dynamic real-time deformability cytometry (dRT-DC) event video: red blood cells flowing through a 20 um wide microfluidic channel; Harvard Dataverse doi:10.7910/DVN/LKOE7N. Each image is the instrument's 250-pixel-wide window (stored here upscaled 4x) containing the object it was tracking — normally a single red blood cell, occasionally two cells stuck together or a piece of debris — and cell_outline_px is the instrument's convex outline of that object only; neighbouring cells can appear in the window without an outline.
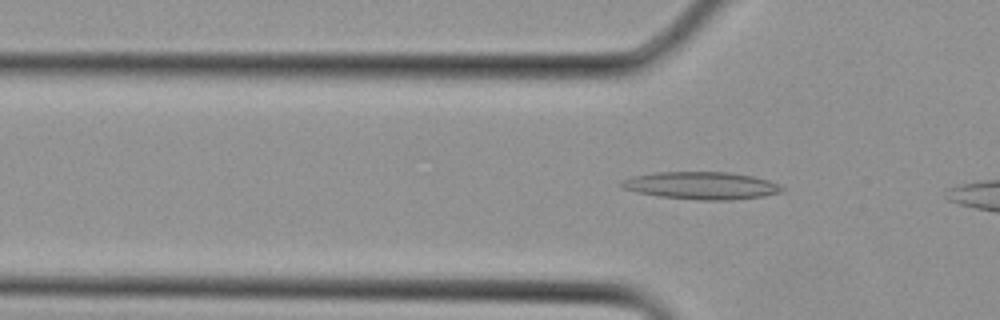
{"species": "Egyptian fruit bat (a non-hibernating species)", "species_latin": "Rousettus aegyptiacus", "temperature_condition": "cold", "stored_images_in_passage": 3, "camera_frame_rate_fps": 3000, "um_per_image_px": 0.085, "animal": {"sex": "female"}, "frame": {"image": 1, "passage_image": 3, "time_ms": 0.667, "image_size_px": [1000, 320], "cell_outline_px": [[784, 192], [764, 196], [728, 200], [700, 200], [660, 196], [636, 192], [624, 188], [620, 184], [624, 180], [632, 176], [656, 172], [728, 172], [752, 176], [768, 180], [780, 184], [784, 188]], "centroid_in_image_um": [59.67, 15.77], "position_along_channel_um": 66.1, "area_um2": 25.61}}